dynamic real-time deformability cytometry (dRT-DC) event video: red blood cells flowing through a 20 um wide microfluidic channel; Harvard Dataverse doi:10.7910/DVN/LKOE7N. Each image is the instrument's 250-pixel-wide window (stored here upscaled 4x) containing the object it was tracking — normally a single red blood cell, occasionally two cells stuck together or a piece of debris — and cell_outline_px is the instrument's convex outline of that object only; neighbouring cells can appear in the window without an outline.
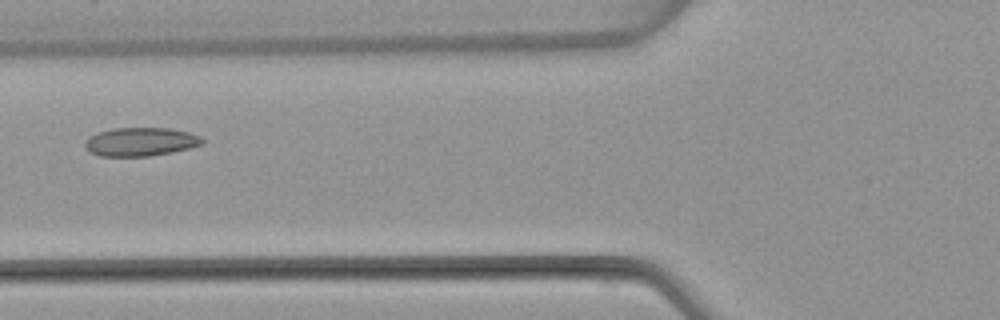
{"species": "common noctule bat (a hibernating species)", "species_latin": "Nyctalus noctula", "temperature_condition": "warm", "stored_images_in_passage": 5, "camera_frame_rate_fps": 3000, "um_per_image_px": 0.085, "animal": {"sex": "female", "body_mass_g": 22.7, "forearm_length_mm": 54.2}, "frame": {"image": 1, "passage_image": 5, "time_ms": 6.333, "image_size_px": [1000, 320], "cell_outline_px": [[204, 144], [172, 152], [148, 156], [100, 156], [88, 152], [84, 144], [88, 136], [96, 132], [112, 128], [168, 128], [188, 132], [200, 136], [204, 140]], "centroid_in_image_um": [11.91, 12.05], "position_along_channel_um": 113.9, "area_um2": 19.65}}